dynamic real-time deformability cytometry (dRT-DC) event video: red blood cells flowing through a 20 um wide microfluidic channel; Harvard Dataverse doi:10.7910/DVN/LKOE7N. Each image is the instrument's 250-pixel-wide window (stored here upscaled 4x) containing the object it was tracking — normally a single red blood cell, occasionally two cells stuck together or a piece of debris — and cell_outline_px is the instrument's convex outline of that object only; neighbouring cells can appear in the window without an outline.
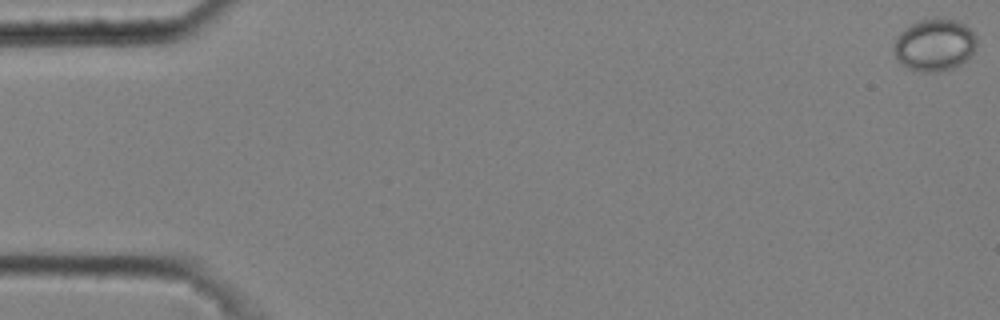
{"species": "common noctule bat (a hibernating species)", "species_latin": "Nyctalus noctula", "temperature_condition": "cold", "stored_images_in_passage": 5, "camera_frame_rate_fps": 3000, "um_per_image_px": 0.085, "animal": {"sex": "male", "body_mass_g": 20.4}, "frame": {"image": 1, "passage_image": 1, "time_ms": 0.0, "image_size_px": [1000, 320], "cell_outline_px": [[976, 44], [972, 52], [960, 64], [952, 68], [936, 72], [920, 72], [908, 68], [896, 56], [892, 48], [896, 36], [900, 32], [912, 24], [920, 20], [936, 16], [956, 20], [964, 24], [976, 36]], "centroid_in_image_um": [79.41, 3.79], "position_along_channel_um": 5.6, "area_um2": 25.14}}